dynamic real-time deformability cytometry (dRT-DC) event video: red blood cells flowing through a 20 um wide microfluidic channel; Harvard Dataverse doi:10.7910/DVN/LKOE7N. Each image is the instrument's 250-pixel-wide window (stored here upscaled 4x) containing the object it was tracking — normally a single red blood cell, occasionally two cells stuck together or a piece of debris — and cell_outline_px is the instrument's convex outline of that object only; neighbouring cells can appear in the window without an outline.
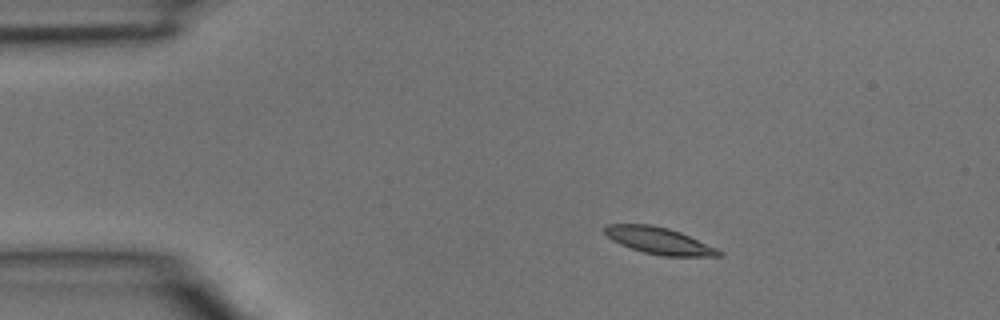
{"species": "common noctule bat (a hibernating species)", "species_latin": "Nyctalus noctula", "temperature_condition": "room temperature", "stored_images_in_passage": 3, "camera_frame_rate_fps": 3000, "um_per_image_px": 0.085, "animal": {"sex": "male", "body_mass_g": 15.6}, "frame": {"image": 1, "passage_image": 2, "time_ms": 0.333, "image_size_px": [1000, 320], "cell_outline_px": [[724, 256], [660, 256], [644, 252], [620, 244], [612, 240], [604, 232], [604, 228], [608, 224], [652, 224], [668, 228], [680, 232], [716, 248], [724, 252]], "centroid_in_image_um": [56.03, 20.46], "position_along_channel_um": 29.0, "area_um2": 17.69}}